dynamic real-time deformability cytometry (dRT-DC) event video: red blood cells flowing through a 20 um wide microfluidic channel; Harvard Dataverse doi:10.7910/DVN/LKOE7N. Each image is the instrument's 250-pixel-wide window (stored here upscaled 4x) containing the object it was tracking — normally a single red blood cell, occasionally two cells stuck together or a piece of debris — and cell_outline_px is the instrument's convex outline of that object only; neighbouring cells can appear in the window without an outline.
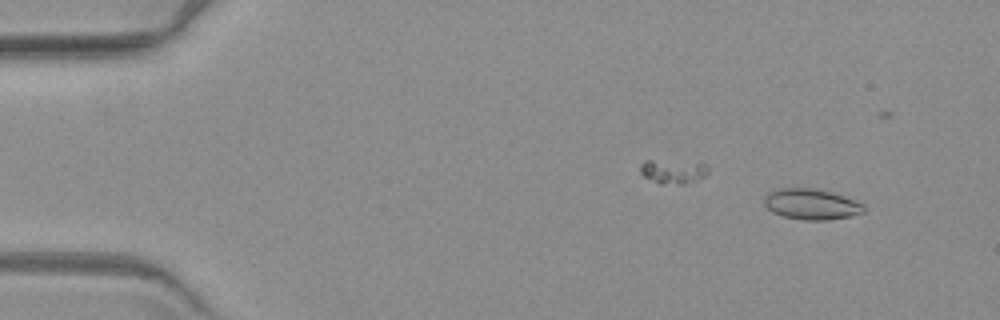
{"species": "common noctule bat (a hibernating species)", "species_latin": "Nyctalus noctula", "temperature_condition": "warm", "stored_images_in_passage": 4, "camera_frame_rate_fps": 3000, "um_per_image_px": 0.085, "animal": {"sex": "female", "body_mass_g": 19.3, "forearm_length_mm": 54.1}, "frame": {"image": 1, "passage_image": 1, "time_ms": 0.0, "image_size_px": [1000, 320], "cell_outline_px": [[864, 212], [852, 216], [828, 220], [804, 220], [784, 216], [772, 212], [764, 204], [764, 196], [768, 192], [780, 188], [816, 188], [832, 192], [844, 196], [864, 204]], "centroid_in_image_um": [68.97, 17.35], "position_along_channel_um": 16.0, "area_um2": 17.92}}
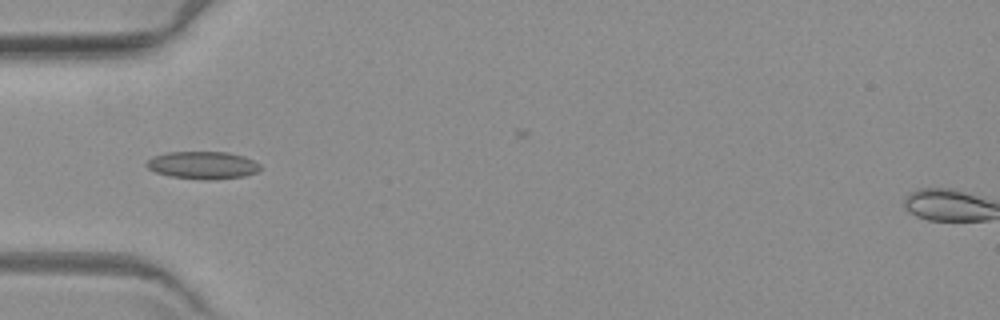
{"frame": {"image": 2, "passage_image": 4, "time_ms": 4.667, "image_size_px": [1000, 320], "cell_outline_px": [[260, 168], [256, 172], [244, 176], [212, 180], [204, 180], [168, 176], [156, 172], [148, 168], [144, 164], [152, 156], [168, 152], [228, 152], [244, 156], [260, 164]], "centroid_in_image_um": [17.21, 14.04], "position_along_channel_um": 67.8, "area_um2": 18.32}}